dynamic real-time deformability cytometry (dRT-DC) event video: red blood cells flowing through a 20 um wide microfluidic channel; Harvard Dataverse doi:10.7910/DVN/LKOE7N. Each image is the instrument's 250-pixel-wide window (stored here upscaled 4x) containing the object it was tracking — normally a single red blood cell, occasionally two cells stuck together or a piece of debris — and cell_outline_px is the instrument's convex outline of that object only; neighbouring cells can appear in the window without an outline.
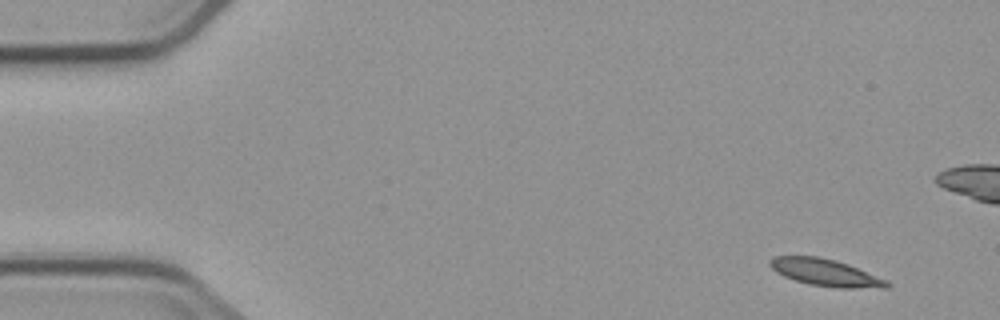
{"species": "common noctule bat (a hibernating species)", "species_latin": "Nyctalus noctula", "temperature_condition": "cold", "stored_images_in_passage": 5, "camera_frame_rate_fps": 3000, "um_per_image_px": 0.085, "animal": {"sex": "male", "body_mass_g": 23.1, "forearm_length_mm": 52.7}, "frame": {"image": 1, "passage_image": 1, "time_ms": 0.0, "image_size_px": [1000, 320], "cell_outline_px": [[892, 284], [888, 288], [836, 288], [808, 284], [784, 276], [776, 272], [768, 264], [768, 260], [776, 256], [820, 256], [836, 260], [848, 264], [888, 280]], "centroid_in_image_um": [70.2, 23.17], "position_along_channel_um": 14.8, "area_um2": 18.61}}